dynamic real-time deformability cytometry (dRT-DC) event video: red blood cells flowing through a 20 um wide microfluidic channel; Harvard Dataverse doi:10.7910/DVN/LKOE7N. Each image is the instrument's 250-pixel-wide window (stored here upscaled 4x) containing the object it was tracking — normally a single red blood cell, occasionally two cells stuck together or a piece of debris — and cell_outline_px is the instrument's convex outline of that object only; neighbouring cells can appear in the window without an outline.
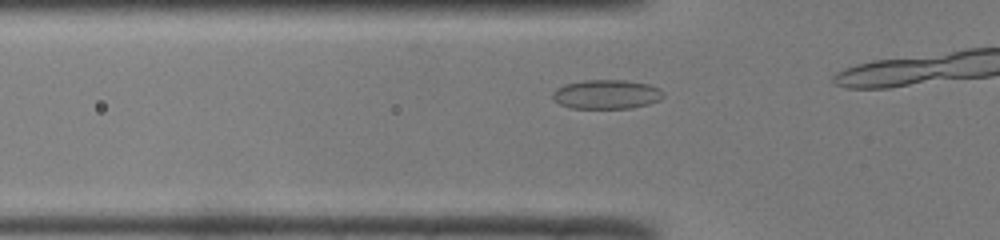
{"species": "common noctule bat (a hibernating species)", "species_latin": "Nyctalus noctula", "temperature_condition": "room temperature", "stored_images_in_passage": 10, "camera_frame_rate_fps": 3000, "um_per_image_px": 0.085, "animal": {"sex": "male", "body_mass_g": 19.0, "forearm_length_mm": 50.8}, "frame": {"image": 1, "passage_image": 6, "time_ms": 1.667, "image_size_px": [1000, 240], "cell_outline_px": [[664, 96], [660, 100], [648, 104], [632, 108], [572, 108], [560, 104], [552, 100], [552, 92], [556, 88], [564, 84], [584, 80], [624, 80], [648, 84], [660, 88], [664, 92]], "centroid_in_image_um": [51.55, 8.01], "position_along_channel_um": 74.3, "area_um2": 19.02}}
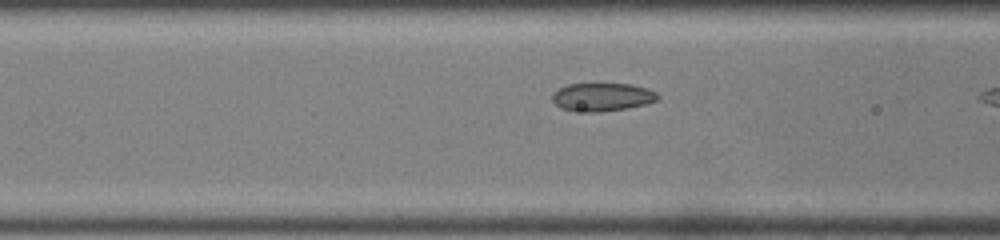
{"frame": {"image": 2, "passage_image": 9, "time_ms": 2.667, "image_size_px": [1000, 240], "cell_outline_px": [[660, 96], [656, 100], [644, 104], [628, 108], [596, 112], [588, 112], [560, 108], [552, 100], [552, 92], [568, 84], [596, 80], [632, 84], [656, 92]], "centroid_in_image_um": [51.15, 8.18], "position_along_channel_um": 115.5, "area_um2": 18.03}}